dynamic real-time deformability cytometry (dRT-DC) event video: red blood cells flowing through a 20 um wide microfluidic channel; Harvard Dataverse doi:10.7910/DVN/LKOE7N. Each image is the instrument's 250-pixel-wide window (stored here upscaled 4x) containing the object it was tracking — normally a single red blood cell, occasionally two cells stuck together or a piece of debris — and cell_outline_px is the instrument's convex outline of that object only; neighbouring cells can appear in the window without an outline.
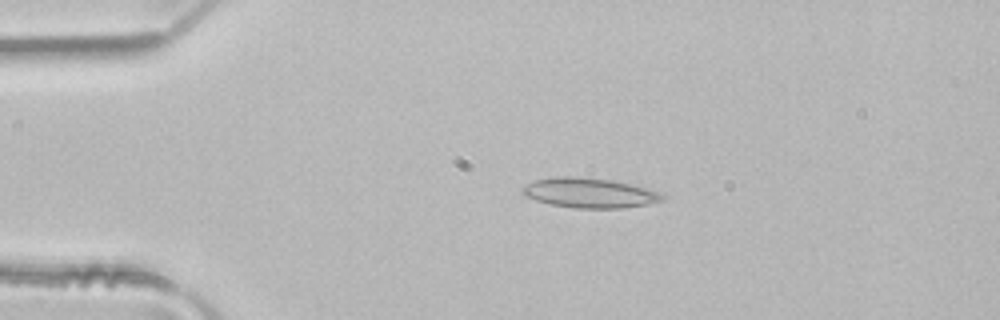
{"species": "common noctule bat (a hibernating species)", "species_latin": "Nyctalus noctula", "temperature_condition": "room temperature", "stored_images_in_passage": 3, "camera_frame_rate_fps": 3000, "um_per_image_px": 0.085, "animal": {"sex": "male", "body_mass_g": 21.5, "forearm_length_mm": 52.0}, "frame": {"image": 1, "passage_image": 2, "time_ms": 0.333, "image_size_px": [1000, 320], "cell_outline_px": [[668, 196], [664, 200], [648, 204], [620, 208], [576, 208], [552, 204], [536, 200], [520, 192], [528, 184], [536, 180], [560, 176], [576, 176], [612, 180], [644, 188]], "centroid_in_image_um": [50.13, 16.4], "position_along_channel_um": 34.9, "area_um2": 23.87}}